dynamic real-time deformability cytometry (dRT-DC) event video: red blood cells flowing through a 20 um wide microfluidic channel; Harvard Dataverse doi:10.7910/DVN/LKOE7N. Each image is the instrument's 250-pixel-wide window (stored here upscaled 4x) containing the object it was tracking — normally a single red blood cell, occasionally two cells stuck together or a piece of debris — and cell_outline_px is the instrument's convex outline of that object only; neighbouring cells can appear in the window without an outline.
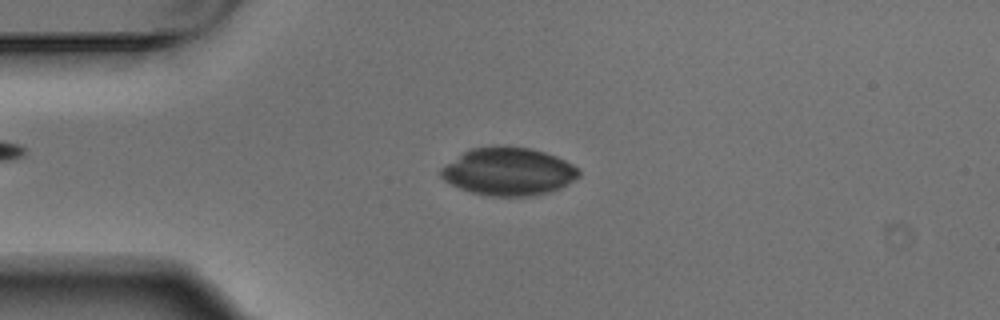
{"species": "Egyptian fruit bat (a non-hibernating species)", "species_latin": "Rousettus aegyptiacus", "temperature_condition": "warm", "stored_images_in_passage": 8, "camera_frame_rate_fps": 3000, "um_per_image_px": 0.085, "animal": {"sex": "male"}, "frame": {"image": 1, "passage_image": 3, "time_ms": 0.667, "image_size_px": [1000, 320], "cell_outline_px": [[580, 176], [560, 188], [548, 192], [532, 196], [488, 196], [472, 192], [460, 188], [444, 180], [440, 176], [440, 168], [464, 152], [472, 148], [500, 144], [528, 148], [544, 152], [556, 156], [580, 168]], "centroid_in_image_um": [43.22, 14.57], "position_along_channel_um": 41.8, "area_um2": 38.55}}
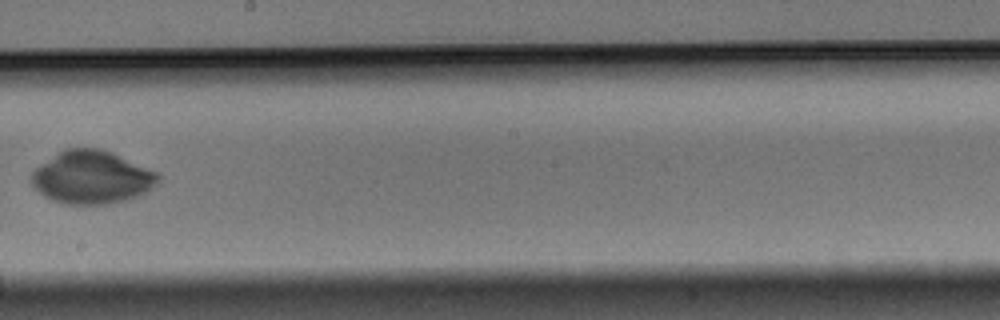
{"frame": {"image": 2, "passage_image": 8, "time_ms": 2.333, "image_size_px": [1000, 320], "cell_outline_px": [[160, 180], [152, 188], [136, 196], [124, 200], [108, 204], [64, 204], [52, 200], [44, 196], [32, 184], [32, 172], [40, 164], [60, 152], [68, 148], [100, 148], [112, 152], [156, 172], [160, 176]], "centroid_in_image_um": [7.8, 15.07], "position_along_channel_um": 240.4, "area_um2": 38.67}}